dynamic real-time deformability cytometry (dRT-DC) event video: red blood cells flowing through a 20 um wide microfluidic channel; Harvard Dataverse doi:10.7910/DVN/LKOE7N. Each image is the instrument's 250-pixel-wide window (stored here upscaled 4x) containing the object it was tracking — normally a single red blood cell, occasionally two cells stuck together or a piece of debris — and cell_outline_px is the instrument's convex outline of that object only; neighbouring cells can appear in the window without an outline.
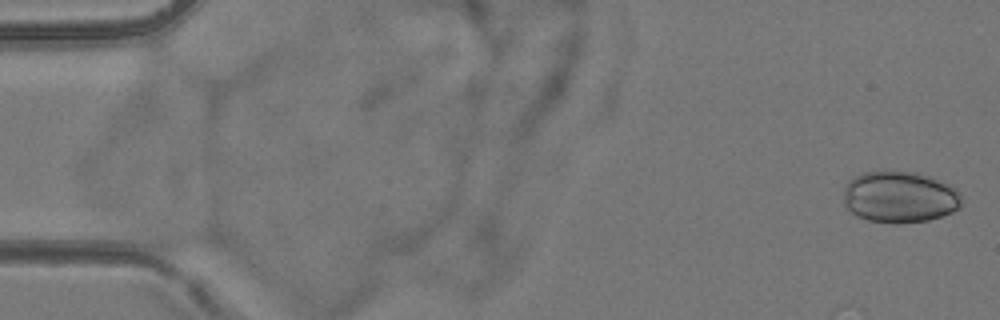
{"species": "common noctule bat (a hibernating species)", "species_latin": "Nyctalus noctula", "temperature_condition": "room temperature", "stored_images_in_passage": 10, "camera_frame_rate_fps": 3000, "um_per_image_px": 0.085, "animal": {"sex": "female", "body_mass_g": 24.6, "forearm_length_mm": 56.2}, "frame": {"image": 1, "passage_image": 1, "time_ms": 0.0, "image_size_px": [1000, 320], "cell_outline_px": [[964, 200], [960, 208], [952, 212], [928, 220], [900, 224], [892, 224], [868, 220], [856, 216], [844, 204], [844, 188], [848, 180], [864, 172], [884, 168], [916, 172], [952, 184], [960, 192]], "centroid_in_image_um": [76.49, 16.71], "position_along_channel_um": 8.5, "area_um2": 36.59}}
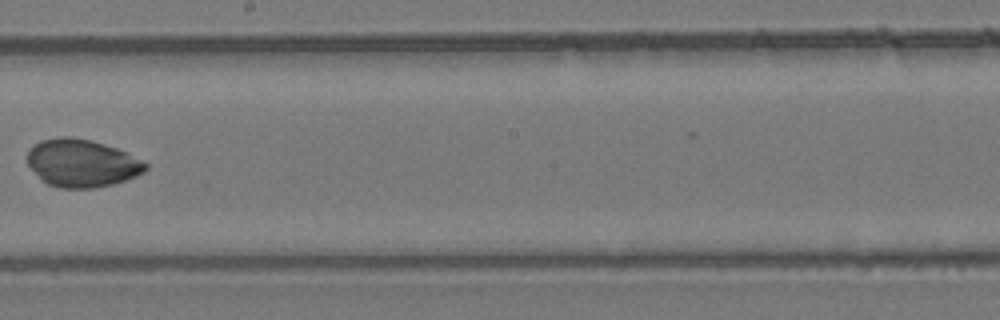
{"frame": {"image": 2, "passage_image": 9, "time_ms": 10.0, "image_size_px": [1000, 320], "cell_outline_px": [[148, 168], [144, 172], [136, 176], [112, 184], [96, 188], [60, 188], [48, 184], [28, 164], [28, 152], [40, 140], [60, 136], [68, 136], [88, 140], [104, 144], [116, 148], [148, 164]], "centroid_in_image_um": [6.97, 13.87], "position_along_channel_um": 241.2, "area_um2": 32.31}}
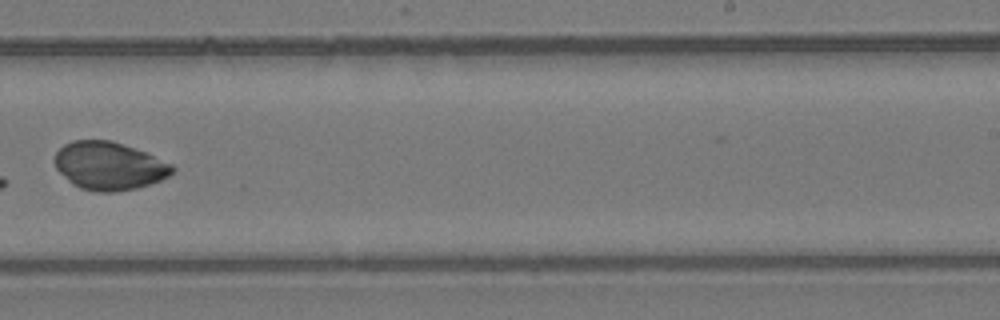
{"frame": {"image": 3, "passage_image": 10, "time_ms": 11.0, "image_size_px": [1000, 320], "cell_outline_px": [[176, 168], [168, 176], [160, 180], [136, 188], [116, 192], [96, 192], [80, 188], [72, 184], [56, 168], [56, 152], [64, 144], [72, 140], [112, 140], [144, 152], [172, 164]], "centroid_in_image_um": [9.26, 14.1], "position_along_channel_um": 279.7, "area_um2": 32.66}}